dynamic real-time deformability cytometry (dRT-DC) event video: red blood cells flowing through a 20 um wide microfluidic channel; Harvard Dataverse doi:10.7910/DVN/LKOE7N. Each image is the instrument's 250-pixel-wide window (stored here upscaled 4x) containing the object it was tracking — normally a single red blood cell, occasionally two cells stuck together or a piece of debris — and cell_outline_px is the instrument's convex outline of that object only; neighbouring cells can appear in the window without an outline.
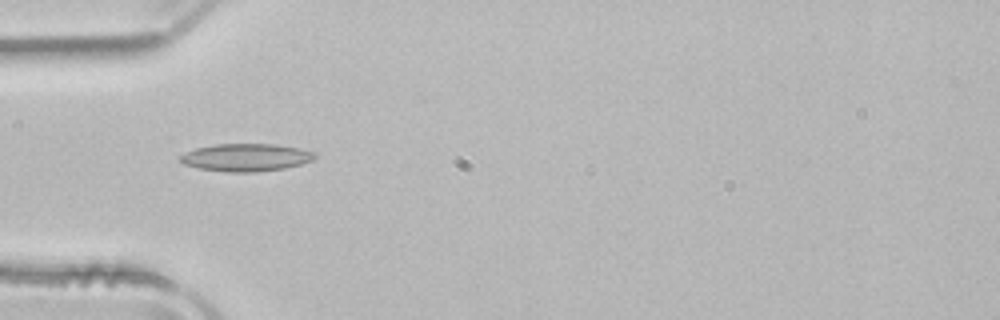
{"species": "common noctule bat (a hibernating species)", "species_latin": "Nyctalus noctula", "temperature_condition": "room temperature", "stored_images_in_passage": 4, "camera_frame_rate_fps": 3000, "um_per_image_px": 0.085, "animal": {"sex": "male", "body_mass_g": 21.5, "forearm_length_mm": 52.0}, "frame": {"image": 1, "passage_image": 1, "time_ms": 0.0, "image_size_px": [1000, 320], "cell_outline_px": [[316, 156], [312, 160], [300, 164], [284, 168], [256, 172], [224, 172], [200, 168], [184, 164], [180, 160], [180, 156], [184, 152], [196, 148], [216, 144], [272, 144], [300, 148], [316, 152]], "centroid_in_image_um": [20.91, 13.38], "position_along_channel_um": 64.1, "area_um2": 21.62}}